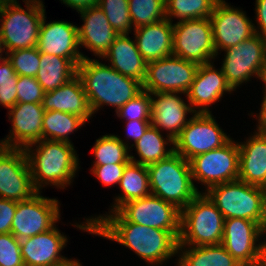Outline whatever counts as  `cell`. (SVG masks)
Here are the masks:
<instances>
[{
  "instance_id": "cell-1",
  "label": "cell",
  "mask_w": 266,
  "mask_h": 266,
  "mask_svg": "<svg viewBox=\"0 0 266 266\" xmlns=\"http://www.w3.org/2000/svg\"><path fill=\"white\" fill-rule=\"evenodd\" d=\"M85 221L73 226L116 241L153 266L161 265L178 254V238L172 232L128 222L118 211L86 218Z\"/></svg>"
},
{
  "instance_id": "cell-2",
  "label": "cell",
  "mask_w": 266,
  "mask_h": 266,
  "mask_svg": "<svg viewBox=\"0 0 266 266\" xmlns=\"http://www.w3.org/2000/svg\"><path fill=\"white\" fill-rule=\"evenodd\" d=\"M77 75L93 115L104 105L115 107L117 112L143 91L142 82L122 75L109 63L107 66L95 59L84 58L77 66Z\"/></svg>"
},
{
  "instance_id": "cell-3",
  "label": "cell",
  "mask_w": 266,
  "mask_h": 266,
  "mask_svg": "<svg viewBox=\"0 0 266 266\" xmlns=\"http://www.w3.org/2000/svg\"><path fill=\"white\" fill-rule=\"evenodd\" d=\"M33 146L36 149L32 150ZM34 188L45 185L65 189L79 168V159L72 143L41 139L24 148ZM42 187V188H41Z\"/></svg>"
},
{
  "instance_id": "cell-4",
  "label": "cell",
  "mask_w": 266,
  "mask_h": 266,
  "mask_svg": "<svg viewBox=\"0 0 266 266\" xmlns=\"http://www.w3.org/2000/svg\"><path fill=\"white\" fill-rule=\"evenodd\" d=\"M151 194L183 210L200 191L192 180L188 160L175 151L147 166Z\"/></svg>"
},
{
  "instance_id": "cell-5",
  "label": "cell",
  "mask_w": 266,
  "mask_h": 266,
  "mask_svg": "<svg viewBox=\"0 0 266 266\" xmlns=\"http://www.w3.org/2000/svg\"><path fill=\"white\" fill-rule=\"evenodd\" d=\"M17 0H0V30L5 55L13 50L37 47L39 29L45 14L42 0H23L24 10Z\"/></svg>"
},
{
  "instance_id": "cell-6",
  "label": "cell",
  "mask_w": 266,
  "mask_h": 266,
  "mask_svg": "<svg viewBox=\"0 0 266 266\" xmlns=\"http://www.w3.org/2000/svg\"><path fill=\"white\" fill-rule=\"evenodd\" d=\"M224 219L242 218L257 222L266 231L264 188L239 179L210 187L204 192Z\"/></svg>"
},
{
  "instance_id": "cell-7",
  "label": "cell",
  "mask_w": 266,
  "mask_h": 266,
  "mask_svg": "<svg viewBox=\"0 0 266 266\" xmlns=\"http://www.w3.org/2000/svg\"><path fill=\"white\" fill-rule=\"evenodd\" d=\"M224 216L205 193H199L181 210L179 245H219Z\"/></svg>"
},
{
  "instance_id": "cell-8",
  "label": "cell",
  "mask_w": 266,
  "mask_h": 266,
  "mask_svg": "<svg viewBox=\"0 0 266 266\" xmlns=\"http://www.w3.org/2000/svg\"><path fill=\"white\" fill-rule=\"evenodd\" d=\"M264 234L257 222L229 218L224 220L221 244L243 266H257L266 261V239L259 242Z\"/></svg>"
},
{
  "instance_id": "cell-9",
  "label": "cell",
  "mask_w": 266,
  "mask_h": 266,
  "mask_svg": "<svg viewBox=\"0 0 266 266\" xmlns=\"http://www.w3.org/2000/svg\"><path fill=\"white\" fill-rule=\"evenodd\" d=\"M189 163L192 180L201 182L206 190L218 184L235 181L239 176L238 142L231 138L220 148L194 156Z\"/></svg>"
},
{
  "instance_id": "cell-10",
  "label": "cell",
  "mask_w": 266,
  "mask_h": 266,
  "mask_svg": "<svg viewBox=\"0 0 266 266\" xmlns=\"http://www.w3.org/2000/svg\"><path fill=\"white\" fill-rule=\"evenodd\" d=\"M173 55L199 65L215 59L217 54L210 17L173 24Z\"/></svg>"
},
{
  "instance_id": "cell-11",
  "label": "cell",
  "mask_w": 266,
  "mask_h": 266,
  "mask_svg": "<svg viewBox=\"0 0 266 266\" xmlns=\"http://www.w3.org/2000/svg\"><path fill=\"white\" fill-rule=\"evenodd\" d=\"M222 72L233 91L255 75L259 77L261 67L266 60V38L254 34L236 46L224 50Z\"/></svg>"
},
{
  "instance_id": "cell-12",
  "label": "cell",
  "mask_w": 266,
  "mask_h": 266,
  "mask_svg": "<svg viewBox=\"0 0 266 266\" xmlns=\"http://www.w3.org/2000/svg\"><path fill=\"white\" fill-rule=\"evenodd\" d=\"M229 137L212 113H194L174 140V151L189 161L194 156L222 147L231 139Z\"/></svg>"
},
{
  "instance_id": "cell-13",
  "label": "cell",
  "mask_w": 266,
  "mask_h": 266,
  "mask_svg": "<svg viewBox=\"0 0 266 266\" xmlns=\"http://www.w3.org/2000/svg\"><path fill=\"white\" fill-rule=\"evenodd\" d=\"M199 64L175 55L147 63L143 90L154 92H188Z\"/></svg>"
},
{
  "instance_id": "cell-14",
  "label": "cell",
  "mask_w": 266,
  "mask_h": 266,
  "mask_svg": "<svg viewBox=\"0 0 266 266\" xmlns=\"http://www.w3.org/2000/svg\"><path fill=\"white\" fill-rule=\"evenodd\" d=\"M59 201L46 198L40 192L17 202L11 233L19 240L43 233L55 226L60 219Z\"/></svg>"
},
{
  "instance_id": "cell-15",
  "label": "cell",
  "mask_w": 266,
  "mask_h": 266,
  "mask_svg": "<svg viewBox=\"0 0 266 266\" xmlns=\"http://www.w3.org/2000/svg\"><path fill=\"white\" fill-rule=\"evenodd\" d=\"M128 222L180 234L181 210L160 197L149 196L126 202L117 210Z\"/></svg>"
},
{
  "instance_id": "cell-16",
  "label": "cell",
  "mask_w": 266,
  "mask_h": 266,
  "mask_svg": "<svg viewBox=\"0 0 266 266\" xmlns=\"http://www.w3.org/2000/svg\"><path fill=\"white\" fill-rule=\"evenodd\" d=\"M37 192L24 149L0 146V198L20 202Z\"/></svg>"
},
{
  "instance_id": "cell-17",
  "label": "cell",
  "mask_w": 266,
  "mask_h": 266,
  "mask_svg": "<svg viewBox=\"0 0 266 266\" xmlns=\"http://www.w3.org/2000/svg\"><path fill=\"white\" fill-rule=\"evenodd\" d=\"M210 20L217 55L218 51L236 46L256 34L255 25L247 18L246 12L229 6L225 0L217 1Z\"/></svg>"
},
{
  "instance_id": "cell-18",
  "label": "cell",
  "mask_w": 266,
  "mask_h": 266,
  "mask_svg": "<svg viewBox=\"0 0 266 266\" xmlns=\"http://www.w3.org/2000/svg\"><path fill=\"white\" fill-rule=\"evenodd\" d=\"M46 22L44 14L38 36V51L49 55L68 58L76 66L89 58L79 50L78 27L67 21Z\"/></svg>"
},
{
  "instance_id": "cell-19",
  "label": "cell",
  "mask_w": 266,
  "mask_h": 266,
  "mask_svg": "<svg viewBox=\"0 0 266 266\" xmlns=\"http://www.w3.org/2000/svg\"><path fill=\"white\" fill-rule=\"evenodd\" d=\"M44 112L42 103L17 102L8 112L12 124L10 134L0 140V146L24 149L43 139Z\"/></svg>"
},
{
  "instance_id": "cell-20",
  "label": "cell",
  "mask_w": 266,
  "mask_h": 266,
  "mask_svg": "<svg viewBox=\"0 0 266 266\" xmlns=\"http://www.w3.org/2000/svg\"><path fill=\"white\" fill-rule=\"evenodd\" d=\"M151 94V126L167 132L173 141L187 125V114H194L190 103H185L180 92H154ZM154 95V97H153ZM169 133V134H168Z\"/></svg>"
},
{
  "instance_id": "cell-21",
  "label": "cell",
  "mask_w": 266,
  "mask_h": 266,
  "mask_svg": "<svg viewBox=\"0 0 266 266\" xmlns=\"http://www.w3.org/2000/svg\"><path fill=\"white\" fill-rule=\"evenodd\" d=\"M213 66V62L199 65L186 93V98L195 113H211L209 105L219 101L225 92H233L222 69L216 70Z\"/></svg>"
},
{
  "instance_id": "cell-22",
  "label": "cell",
  "mask_w": 266,
  "mask_h": 266,
  "mask_svg": "<svg viewBox=\"0 0 266 266\" xmlns=\"http://www.w3.org/2000/svg\"><path fill=\"white\" fill-rule=\"evenodd\" d=\"M67 236L56 225L46 232L20 240L24 266H52L63 261L60 252L67 245Z\"/></svg>"
},
{
  "instance_id": "cell-23",
  "label": "cell",
  "mask_w": 266,
  "mask_h": 266,
  "mask_svg": "<svg viewBox=\"0 0 266 266\" xmlns=\"http://www.w3.org/2000/svg\"><path fill=\"white\" fill-rule=\"evenodd\" d=\"M84 24L78 27L79 46L89 49L98 58L108 52L119 34L112 28L105 13L97 6L78 11Z\"/></svg>"
},
{
  "instance_id": "cell-24",
  "label": "cell",
  "mask_w": 266,
  "mask_h": 266,
  "mask_svg": "<svg viewBox=\"0 0 266 266\" xmlns=\"http://www.w3.org/2000/svg\"><path fill=\"white\" fill-rule=\"evenodd\" d=\"M42 107L44 111L71 113L88 121L93 116L82 81L78 75L55 90L45 92Z\"/></svg>"
},
{
  "instance_id": "cell-25",
  "label": "cell",
  "mask_w": 266,
  "mask_h": 266,
  "mask_svg": "<svg viewBox=\"0 0 266 266\" xmlns=\"http://www.w3.org/2000/svg\"><path fill=\"white\" fill-rule=\"evenodd\" d=\"M133 31L137 49L147 63L173 55V24L168 18Z\"/></svg>"
},
{
  "instance_id": "cell-26",
  "label": "cell",
  "mask_w": 266,
  "mask_h": 266,
  "mask_svg": "<svg viewBox=\"0 0 266 266\" xmlns=\"http://www.w3.org/2000/svg\"><path fill=\"white\" fill-rule=\"evenodd\" d=\"M239 176L245 183L264 187L266 185V136L259 133L246 142H239Z\"/></svg>"
},
{
  "instance_id": "cell-27",
  "label": "cell",
  "mask_w": 266,
  "mask_h": 266,
  "mask_svg": "<svg viewBox=\"0 0 266 266\" xmlns=\"http://www.w3.org/2000/svg\"><path fill=\"white\" fill-rule=\"evenodd\" d=\"M103 58L109 60V65L122 75L144 82L147 62L128 34L119 35Z\"/></svg>"
},
{
  "instance_id": "cell-28",
  "label": "cell",
  "mask_w": 266,
  "mask_h": 266,
  "mask_svg": "<svg viewBox=\"0 0 266 266\" xmlns=\"http://www.w3.org/2000/svg\"><path fill=\"white\" fill-rule=\"evenodd\" d=\"M187 247L178 245L177 266H243L222 244Z\"/></svg>"
},
{
  "instance_id": "cell-29",
  "label": "cell",
  "mask_w": 266,
  "mask_h": 266,
  "mask_svg": "<svg viewBox=\"0 0 266 266\" xmlns=\"http://www.w3.org/2000/svg\"><path fill=\"white\" fill-rule=\"evenodd\" d=\"M77 75V66L68 58L40 53V66L36 79L45 92L61 87Z\"/></svg>"
},
{
  "instance_id": "cell-30",
  "label": "cell",
  "mask_w": 266,
  "mask_h": 266,
  "mask_svg": "<svg viewBox=\"0 0 266 266\" xmlns=\"http://www.w3.org/2000/svg\"><path fill=\"white\" fill-rule=\"evenodd\" d=\"M119 187L122 194L116 197L111 211H117L126 202L151 194L147 166L130 161L124 169Z\"/></svg>"
},
{
  "instance_id": "cell-31",
  "label": "cell",
  "mask_w": 266,
  "mask_h": 266,
  "mask_svg": "<svg viewBox=\"0 0 266 266\" xmlns=\"http://www.w3.org/2000/svg\"><path fill=\"white\" fill-rule=\"evenodd\" d=\"M169 143L174 145L170 137L164 139L160 130L150 125L136 144L130 146V149L135 146L140 159L136 160L131 154L130 160L144 166L156 163L174 152V146L166 148Z\"/></svg>"
},
{
  "instance_id": "cell-32",
  "label": "cell",
  "mask_w": 266,
  "mask_h": 266,
  "mask_svg": "<svg viewBox=\"0 0 266 266\" xmlns=\"http://www.w3.org/2000/svg\"><path fill=\"white\" fill-rule=\"evenodd\" d=\"M85 123L84 119L71 113L45 111L42 122L43 139L71 143L68 135L81 129Z\"/></svg>"
},
{
  "instance_id": "cell-33",
  "label": "cell",
  "mask_w": 266,
  "mask_h": 266,
  "mask_svg": "<svg viewBox=\"0 0 266 266\" xmlns=\"http://www.w3.org/2000/svg\"><path fill=\"white\" fill-rule=\"evenodd\" d=\"M119 136L107 134L96 139L92 148L95 156L93 166L107 164H128L130 160V146Z\"/></svg>"
},
{
  "instance_id": "cell-34",
  "label": "cell",
  "mask_w": 266,
  "mask_h": 266,
  "mask_svg": "<svg viewBox=\"0 0 266 266\" xmlns=\"http://www.w3.org/2000/svg\"><path fill=\"white\" fill-rule=\"evenodd\" d=\"M218 0H165V15L182 20L208 18Z\"/></svg>"
},
{
  "instance_id": "cell-35",
  "label": "cell",
  "mask_w": 266,
  "mask_h": 266,
  "mask_svg": "<svg viewBox=\"0 0 266 266\" xmlns=\"http://www.w3.org/2000/svg\"><path fill=\"white\" fill-rule=\"evenodd\" d=\"M134 29L166 18L165 0H128Z\"/></svg>"
},
{
  "instance_id": "cell-36",
  "label": "cell",
  "mask_w": 266,
  "mask_h": 266,
  "mask_svg": "<svg viewBox=\"0 0 266 266\" xmlns=\"http://www.w3.org/2000/svg\"><path fill=\"white\" fill-rule=\"evenodd\" d=\"M97 6L105 13L112 28L119 34L131 33L133 24L128 0H98Z\"/></svg>"
},
{
  "instance_id": "cell-37",
  "label": "cell",
  "mask_w": 266,
  "mask_h": 266,
  "mask_svg": "<svg viewBox=\"0 0 266 266\" xmlns=\"http://www.w3.org/2000/svg\"><path fill=\"white\" fill-rule=\"evenodd\" d=\"M6 56L18 76L36 77L40 66V52L37 47L13 50Z\"/></svg>"
},
{
  "instance_id": "cell-38",
  "label": "cell",
  "mask_w": 266,
  "mask_h": 266,
  "mask_svg": "<svg viewBox=\"0 0 266 266\" xmlns=\"http://www.w3.org/2000/svg\"><path fill=\"white\" fill-rule=\"evenodd\" d=\"M116 115L126 121H150L151 120V94L143 90L136 97L129 100L117 112Z\"/></svg>"
},
{
  "instance_id": "cell-39",
  "label": "cell",
  "mask_w": 266,
  "mask_h": 266,
  "mask_svg": "<svg viewBox=\"0 0 266 266\" xmlns=\"http://www.w3.org/2000/svg\"><path fill=\"white\" fill-rule=\"evenodd\" d=\"M0 266H24L20 240L12 233L0 234Z\"/></svg>"
},
{
  "instance_id": "cell-40",
  "label": "cell",
  "mask_w": 266,
  "mask_h": 266,
  "mask_svg": "<svg viewBox=\"0 0 266 266\" xmlns=\"http://www.w3.org/2000/svg\"><path fill=\"white\" fill-rule=\"evenodd\" d=\"M17 102L42 103L45 91L35 77L18 76Z\"/></svg>"
},
{
  "instance_id": "cell-41",
  "label": "cell",
  "mask_w": 266,
  "mask_h": 266,
  "mask_svg": "<svg viewBox=\"0 0 266 266\" xmlns=\"http://www.w3.org/2000/svg\"><path fill=\"white\" fill-rule=\"evenodd\" d=\"M126 165L127 164H107L93 166L91 171L104 186L111 187L113 184L119 185Z\"/></svg>"
},
{
  "instance_id": "cell-42",
  "label": "cell",
  "mask_w": 266,
  "mask_h": 266,
  "mask_svg": "<svg viewBox=\"0 0 266 266\" xmlns=\"http://www.w3.org/2000/svg\"><path fill=\"white\" fill-rule=\"evenodd\" d=\"M17 202L0 198V234L11 233Z\"/></svg>"
},
{
  "instance_id": "cell-43",
  "label": "cell",
  "mask_w": 266,
  "mask_h": 266,
  "mask_svg": "<svg viewBox=\"0 0 266 266\" xmlns=\"http://www.w3.org/2000/svg\"><path fill=\"white\" fill-rule=\"evenodd\" d=\"M17 82L0 83V105L10 109L17 103Z\"/></svg>"
},
{
  "instance_id": "cell-44",
  "label": "cell",
  "mask_w": 266,
  "mask_h": 266,
  "mask_svg": "<svg viewBox=\"0 0 266 266\" xmlns=\"http://www.w3.org/2000/svg\"><path fill=\"white\" fill-rule=\"evenodd\" d=\"M151 125L150 121H127L126 123V131H127V138L133 139L134 144L144 135V132L148 129Z\"/></svg>"
},
{
  "instance_id": "cell-45",
  "label": "cell",
  "mask_w": 266,
  "mask_h": 266,
  "mask_svg": "<svg viewBox=\"0 0 266 266\" xmlns=\"http://www.w3.org/2000/svg\"><path fill=\"white\" fill-rule=\"evenodd\" d=\"M257 27L254 26L255 33L266 38V0H256L255 4Z\"/></svg>"
},
{
  "instance_id": "cell-46",
  "label": "cell",
  "mask_w": 266,
  "mask_h": 266,
  "mask_svg": "<svg viewBox=\"0 0 266 266\" xmlns=\"http://www.w3.org/2000/svg\"><path fill=\"white\" fill-rule=\"evenodd\" d=\"M18 75L12 67L11 61L4 57L0 59V83L17 82Z\"/></svg>"
},
{
  "instance_id": "cell-47",
  "label": "cell",
  "mask_w": 266,
  "mask_h": 266,
  "mask_svg": "<svg viewBox=\"0 0 266 266\" xmlns=\"http://www.w3.org/2000/svg\"><path fill=\"white\" fill-rule=\"evenodd\" d=\"M63 4L68 5V7L78 11L95 6L98 0H61Z\"/></svg>"
},
{
  "instance_id": "cell-48",
  "label": "cell",
  "mask_w": 266,
  "mask_h": 266,
  "mask_svg": "<svg viewBox=\"0 0 266 266\" xmlns=\"http://www.w3.org/2000/svg\"><path fill=\"white\" fill-rule=\"evenodd\" d=\"M258 124L257 126V133L266 136V94H264L262 103H261V109L259 116L257 117Z\"/></svg>"
},
{
  "instance_id": "cell-49",
  "label": "cell",
  "mask_w": 266,
  "mask_h": 266,
  "mask_svg": "<svg viewBox=\"0 0 266 266\" xmlns=\"http://www.w3.org/2000/svg\"><path fill=\"white\" fill-rule=\"evenodd\" d=\"M52 266H82V265L76 259L72 260V259L65 258L63 261L56 263V264H53Z\"/></svg>"
},
{
  "instance_id": "cell-50",
  "label": "cell",
  "mask_w": 266,
  "mask_h": 266,
  "mask_svg": "<svg viewBox=\"0 0 266 266\" xmlns=\"http://www.w3.org/2000/svg\"><path fill=\"white\" fill-rule=\"evenodd\" d=\"M258 78L264 82L263 83L265 85L264 94H266V60H265V63L263 64V66L261 67V71H260Z\"/></svg>"
},
{
  "instance_id": "cell-51",
  "label": "cell",
  "mask_w": 266,
  "mask_h": 266,
  "mask_svg": "<svg viewBox=\"0 0 266 266\" xmlns=\"http://www.w3.org/2000/svg\"><path fill=\"white\" fill-rule=\"evenodd\" d=\"M3 52H5V45H4V41H3V37L1 34V30H0V59L4 58L3 56Z\"/></svg>"
},
{
  "instance_id": "cell-52",
  "label": "cell",
  "mask_w": 266,
  "mask_h": 266,
  "mask_svg": "<svg viewBox=\"0 0 266 266\" xmlns=\"http://www.w3.org/2000/svg\"><path fill=\"white\" fill-rule=\"evenodd\" d=\"M257 266H266V261L265 262H263L262 264H260V265H257Z\"/></svg>"
},
{
  "instance_id": "cell-53",
  "label": "cell",
  "mask_w": 266,
  "mask_h": 266,
  "mask_svg": "<svg viewBox=\"0 0 266 266\" xmlns=\"http://www.w3.org/2000/svg\"><path fill=\"white\" fill-rule=\"evenodd\" d=\"M263 188H264V193H265V195H266V185H265Z\"/></svg>"
}]
</instances>
